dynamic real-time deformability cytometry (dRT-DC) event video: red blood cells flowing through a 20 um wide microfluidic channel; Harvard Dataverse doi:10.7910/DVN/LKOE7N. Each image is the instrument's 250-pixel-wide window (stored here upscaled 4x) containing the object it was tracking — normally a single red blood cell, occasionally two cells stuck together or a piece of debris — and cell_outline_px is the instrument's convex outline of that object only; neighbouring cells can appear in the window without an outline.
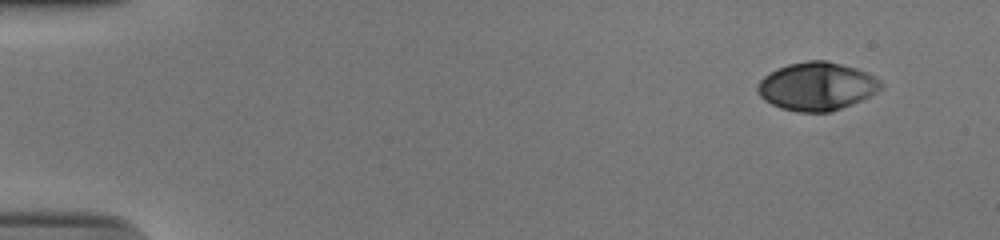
{"species": "human", "species_latin": "Homo sapiens", "temperature_condition": "cold", "stored_images_in_passage": 52, "camera_frame_rate_fps": 3000, "um_per_image_px": 0.085, "donor": {"sex": "male"}, "frame": {"image": 1, "passage_image": 1, "time_ms": 0.0, "image_size_px": [1000, 240], "cell_outline_px": [[884, 84], [876, 92], [860, 100], [840, 108], [828, 112], [796, 112], [780, 108], [764, 100], [756, 92], [756, 84], [764, 76], [776, 68], [788, 64], [808, 60], [828, 60], [856, 68], [868, 72], [880, 80]], "centroid_in_image_um": [69.39, 7.32], "position_along_channel_um": 15.6, "area_um2": 34.74}}
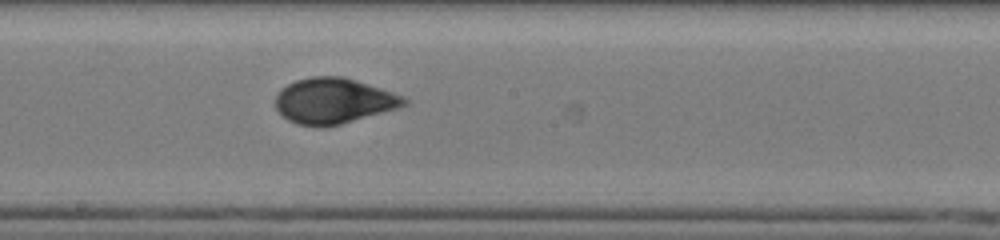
{"frame": {"image": 2, "passage_image": 28, "time_ms": 9.0, "image_size_px": [1000, 240], "cell_outline_px": [[408, 104], [400, 108], [340, 124], [320, 128], [296, 124], [288, 120], [276, 108], [276, 96], [280, 88], [296, 80], [312, 76], [344, 76], [404, 96], [408, 100]], "centroid_in_image_um": [28.36, 8.58], "position_along_channel_um": 219.8, "area_um2": 34.33}}
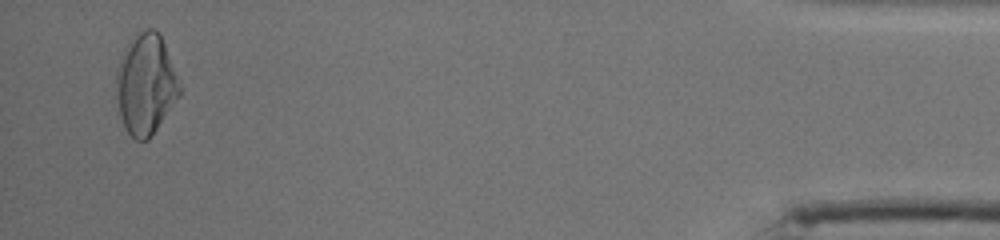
{"frame": {"image": 3, "passage_image": 50, "time_ms": 16.333, "image_size_px": [1000, 240], "cell_outline_px": [[184, 88], [180, 96], [148, 140], [136, 140], [128, 132], [120, 116], [116, 96], [116, 68], [128, 40], [136, 32], [148, 28], [156, 28], [164, 44]], "centroid_in_image_um": [12.4, 7.13], "position_along_channel_um": 422.8, "area_um2": 37.57}, "authors_computed_cell_mechanics": {"area_um2": 34.0731, "velocity_mm_per_s": 3.7613, "shape_relaxation_time_tau1_ms": 5.6355, "shape_relaxation_time_tau2_ms": null, "deformation_change_tau1": 0.2021, "deformation_change_tau2": null}}